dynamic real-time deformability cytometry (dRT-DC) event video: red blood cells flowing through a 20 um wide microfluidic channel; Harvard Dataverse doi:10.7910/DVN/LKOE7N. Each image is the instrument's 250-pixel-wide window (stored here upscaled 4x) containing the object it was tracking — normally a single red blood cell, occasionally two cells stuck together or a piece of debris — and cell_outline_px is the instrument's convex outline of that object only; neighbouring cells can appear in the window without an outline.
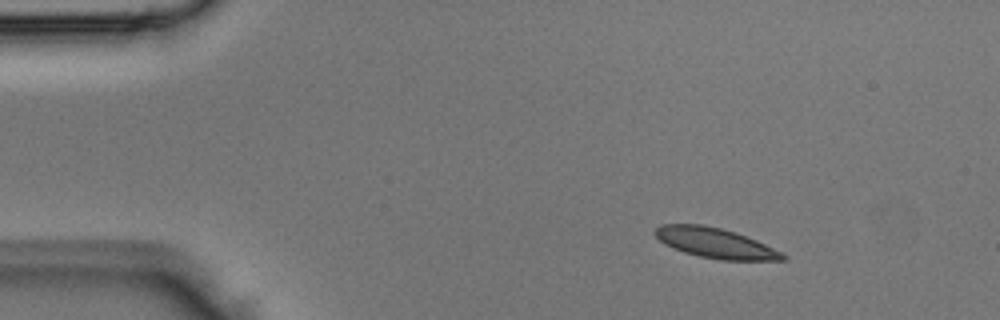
{"species": "Egyptian fruit bat (a non-hibernating species)", "species_latin": "Rousettus aegyptiacus", "temperature_condition": "room temperature", "stored_images_in_passage": 39, "segment_of_instrument_passage": [1, 2], "camera_frame_rate_fps": 3000, "um_per_image_px": 0.085, "animal": {"sex": "male"}, "frame": {"image": 1, "passage_image": 1, "time_ms": 0.0, "image_size_px": [1000, 320], "cell_outline_px": [[788, 260], [720, 260], [700, 256], [684, 252], [672, 248], [664, 244], [652, 232], [660, 224], [704, 224], [736, 232], [756, 240], [788, 256]], "centroid_in_image_um": [60.77, 20.65], "position_along_channel_um": 24.2, "area_um2": 22.37}}
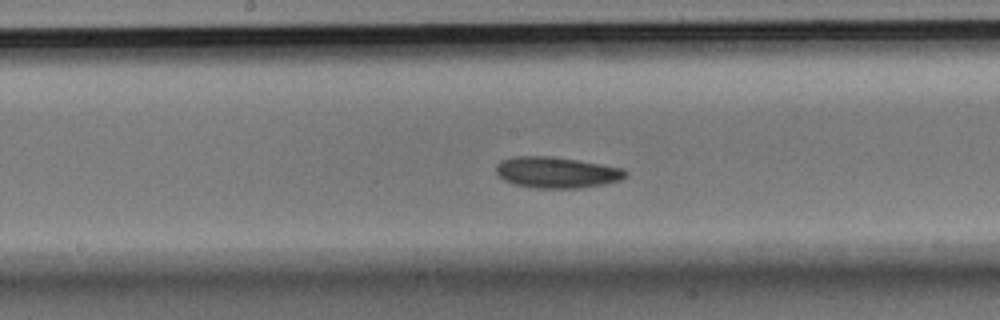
{"frame": {"image": 2, "passage_image": 17, "time_ms": 5.333, "image_size_px": [1000, 320], "cell_outline_px": [[628, 172], [620, 180], [604, 184], [576, 188], [528, 188], [504, 180], [496, 172], [496, 164], [500, 160], [516, 156], [548, 156], [576, 160], [624, 168]], "centroid_in_image_um": [47.28, 14.66], "position_along_channel_um": 200.9, "area_um2": 23.35}}
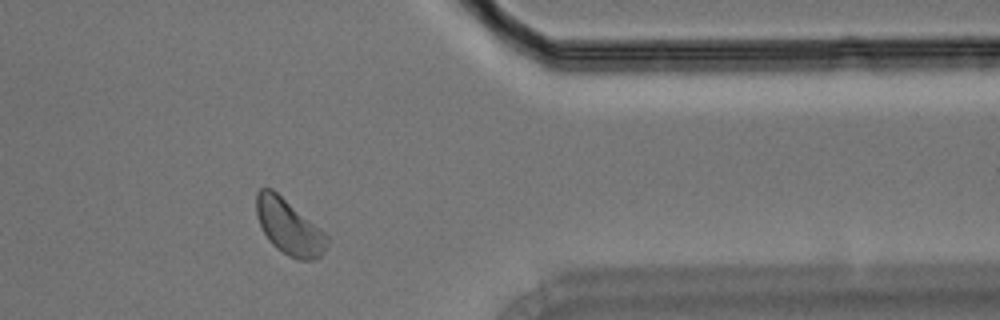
{"frame": {"image": 3, "passage_image": 30, "time_ms": 9.667, "image_size_px": [1000, 320], "cell_outline_px": [[328, 244], [320, 256], [316, 260], [300, 260], [288, 256], [276, 248], [268, 240], [260, 224], [256, 212], [256, 192], [260, 188], [272, 188], [320, 228], [328, 236]], "centroid_in_image_um": [24.56, 19.3], "position_along_channel_um": 386.8, "area_um2": 22.66}}